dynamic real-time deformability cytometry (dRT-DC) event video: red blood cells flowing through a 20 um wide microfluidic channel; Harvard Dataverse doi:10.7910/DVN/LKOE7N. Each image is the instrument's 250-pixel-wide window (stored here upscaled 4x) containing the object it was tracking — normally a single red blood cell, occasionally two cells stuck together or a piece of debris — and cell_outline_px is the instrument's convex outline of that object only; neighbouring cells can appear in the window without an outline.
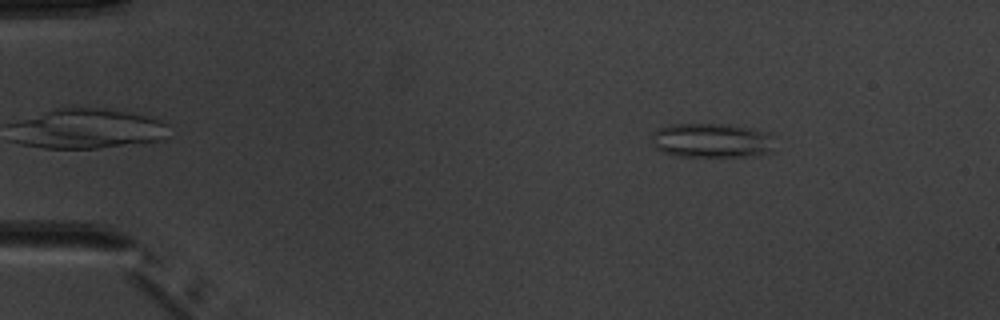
{"species": "common noctule bat (a hibernating species)", "species_latin": "Nyctalus noctula", "temperature_condition": "warm", "stored_images_in_passage": 4, "camera_frame_rate_fps": 3000, "um_per_image_px": 0.085, "animal": {"sex": "male", "body_mass_g": 20.1, "forearm_length_mm": 53.5}, "frame": {"image": 1, "passage_image": 4, "time_ms": 5.0, "image_size_px": [1000, 320], "cell_outline_px": [[772, 152], [756, 156], [676, 156], [664, 152], [656, 148], [652, 144], [652, 132], [656, 128], [672, 124], [728, 124], [772, 132]], "centroid_in_image_um": [60.5, 11.93], "position_along_channel_um": 24.5, "area_um2": 25.03}}